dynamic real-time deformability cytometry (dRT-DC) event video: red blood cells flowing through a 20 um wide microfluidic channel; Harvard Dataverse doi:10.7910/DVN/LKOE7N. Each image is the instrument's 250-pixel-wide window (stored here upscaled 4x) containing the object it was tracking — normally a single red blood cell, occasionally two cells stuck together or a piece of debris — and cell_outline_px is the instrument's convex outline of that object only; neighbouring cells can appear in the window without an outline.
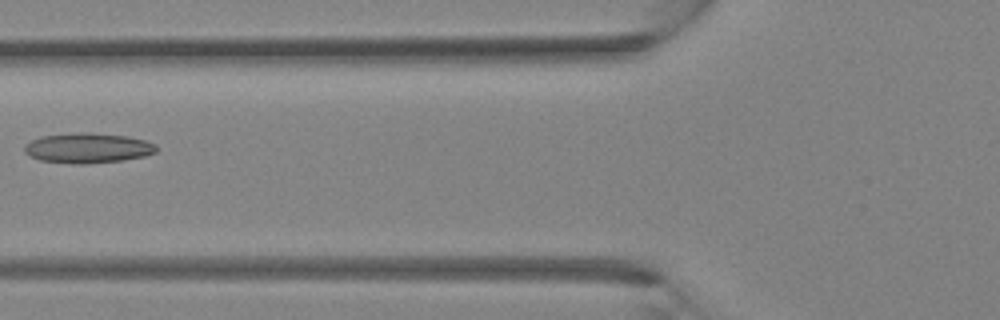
{"species": "Egyptian fruit bat (a non-hibernating species)", "species_latin": "Rousettus aegyptiacus", "temperature_condition": "room temperature", "stored_images_in_passage": 5, "camera_frame_rate_fps": 3000, "um_per_image_px": 0.085, "animal": {"sex": "female"}, "frame": {"image": 1, "passage_image": 5, "time_ms": 4.667, "image_size_px": [1000, 320], "cell_outline_px": [[156, 152], [144, 156], [120, 160], [84, 164], [76, 164], [40, 160], [28, 156], [24, 152], [24, 144], [40, 136], [84, 132], [128, 136], [144, 140], [156, 144]], "centroid_in_image_um": [7.42, 12.58], "position_along_channel_um": 118.4, "area_um2": 23.0}}